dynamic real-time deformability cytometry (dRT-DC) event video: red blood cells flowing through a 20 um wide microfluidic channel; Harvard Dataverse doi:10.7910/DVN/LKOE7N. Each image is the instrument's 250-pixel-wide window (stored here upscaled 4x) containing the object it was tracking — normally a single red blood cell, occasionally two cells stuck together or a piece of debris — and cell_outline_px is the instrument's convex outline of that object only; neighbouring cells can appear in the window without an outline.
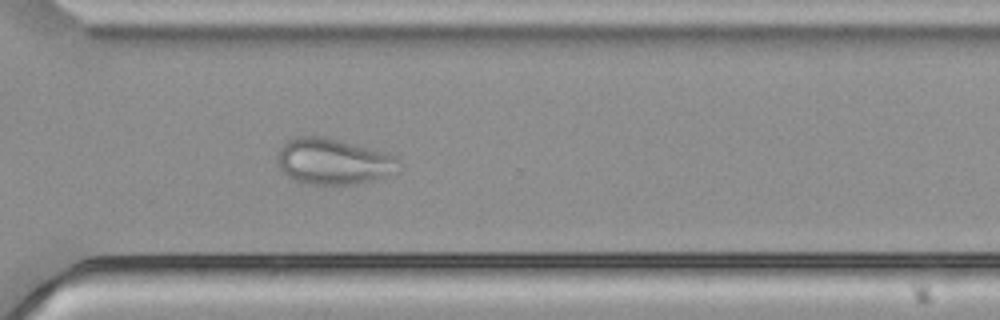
{"species": "common noctule bat (a hibernating species)", "species_latin": "Nyctalus noctula", "temperature_condition": "cold", "stored_images_in_passage": 56, "camera_frame_rate_fps": 3000, "um_per_image_px": 0.085, "animal": {"sex": "male", "body_mass_g": 21.5, "forearm_length_mm": 52.0}, "frame": {"image": 1, "passage_image": 40, "time_ms": 13.0, "image_size_px": [1000, 320], "cell_outline_px": [[400, 172], [356, 184], [300, 184], [292, 180], [280, 168], [280, 148], [288, 140], [296, 136], [324, 136], [368, 148], [392, 156], [400, 160]], "centroid_in_image_um": [28.34, 13.74], "position_along_channel_um": 342.3, "area_um2": 32.19}}